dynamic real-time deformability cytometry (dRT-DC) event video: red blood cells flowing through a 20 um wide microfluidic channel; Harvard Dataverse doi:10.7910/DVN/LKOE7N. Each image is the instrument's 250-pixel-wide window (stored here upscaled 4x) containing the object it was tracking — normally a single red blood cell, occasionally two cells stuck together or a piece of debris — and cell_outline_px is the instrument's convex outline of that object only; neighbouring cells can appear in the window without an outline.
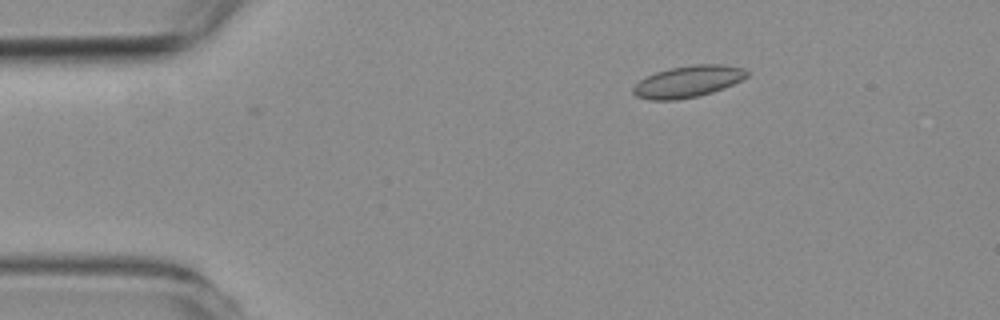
{"species": "common noctule bat (a hibernating species)", "species_latin": "Nyctalus noctula", "temperature_condition": "room temperature", "stored_images_in_passage": 4, "camera_frame_rate_fps": 3000, "um_per_image_px": 0.085, "animal": {"sex": "female", "body_mass_g": 19.3, "forearm_length_mm": 54.1}, "frame": {"image": 1, "passage_image": 3, "time_ms": 0.667, "image_size_px": [1000, 320], "cell_outline_px": [[748, 76], [732, 84], [712, 92], [696, 96], [676, 100], [648, 100], [636, 96], [632, 92], [632, 88], [640, 80], [656, 72], [668, 68], [692, 64], [720, 64], [744, 68], [748, 72]], "centroid_in_image_um": [58.45, 6.92], "position_along_channel_um": 26.6, "area_um2": 20.87}}